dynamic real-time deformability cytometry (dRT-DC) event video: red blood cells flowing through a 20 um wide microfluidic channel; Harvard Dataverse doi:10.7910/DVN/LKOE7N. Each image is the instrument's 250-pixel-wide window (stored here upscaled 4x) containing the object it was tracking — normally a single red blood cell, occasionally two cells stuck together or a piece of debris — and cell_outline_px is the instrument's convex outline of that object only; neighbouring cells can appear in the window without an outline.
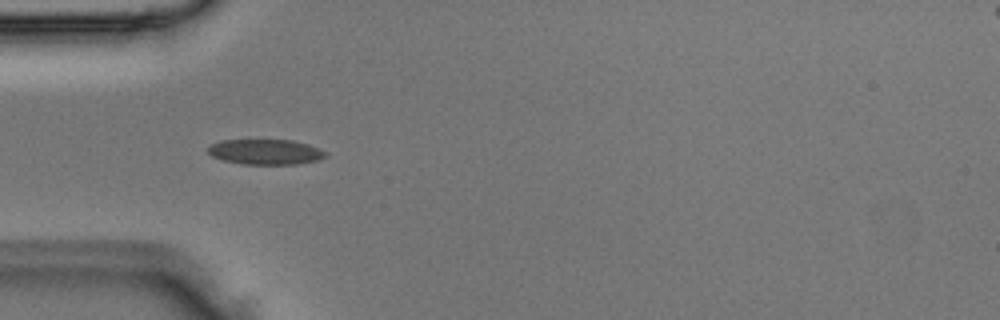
{"species": "Egyptian fruit bat (a non-hibernating species)", "species_latin": "Rousettus aegyptiacus", "temperature_condition": "room temperature", "stored_images_in_passage": 2, "camera_frame_rate_fps": 3000, "um_per_image_px": 0.085, "animal": {"sex": "male"}, "frame": {"image": 1, "passage_image": 2, "time_ms": 0.333, "image_size_px": [1000, 320], "cell_outline_px": [[328, 156], [316, 160], [296, 164], [244, 164], [224, 160], [212, 156], [208, 152], [208, 148], [212, 144], [220, 140], [292, 140], [308, 144], [328, 152]], "centroid_in_image_um": [22.59, 12.9], "position_along_channel_um": 62.4, "area_um2": 17.22}}